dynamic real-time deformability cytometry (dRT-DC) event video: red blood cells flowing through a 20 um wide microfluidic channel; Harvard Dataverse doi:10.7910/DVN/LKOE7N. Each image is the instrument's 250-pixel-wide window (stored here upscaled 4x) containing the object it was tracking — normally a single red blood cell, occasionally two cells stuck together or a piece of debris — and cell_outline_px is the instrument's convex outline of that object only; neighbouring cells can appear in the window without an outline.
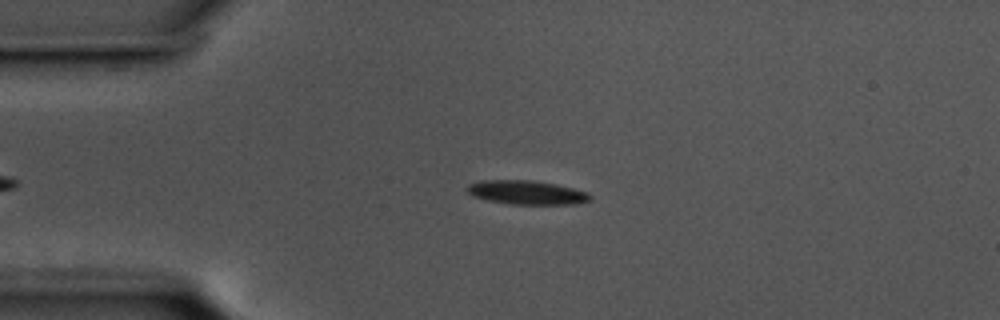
{"species": "common noctule bat (a hibernating species)", "species_latin": "Nyctalus noctula", "temperature_condition": "cold", "stored_images_in_passage": 46, "camera_frame_rate_fps": 3000, "um_per_image_px": 0.085, "animal": {"sex": "male", "body_mass_g": 17.5, "forearm_length_mm": 52.3}, "frame": {"image": 1, "passage_image": 8, "time_ms": 2.333, "image_size_px": [1000, 320], "cell_outline_px": [[592, 196], [588, 200], [572, 204], [512, 204], [488, 200], [472, 196], [468, 192], [468, 184], [480, 180], [532, 180], [556, 184], [588, 192]], "centroid_in_image_um": [44.74, 16.35], "position_along_channel_um": 40.3, "area_um2": 16.99}}
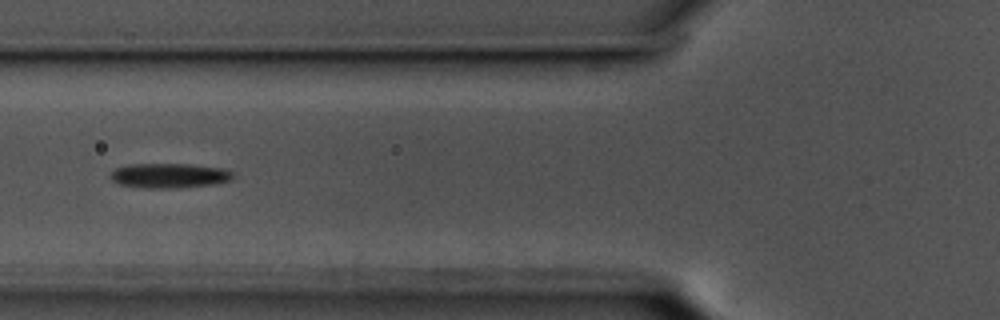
{"frame": {"image": 2, "passage_image": 16, "time_ms": 5.0, "image_size_px": [1000, 320], "cell_outline_px": [[232, 176], [228, 180], [212, 184], [180, 188], [144, 188], [120, 184], [112, 180], [108, 176], [112, 168], [128, 164], [188, 164], [224, 168], [232, 172]], "centroid_in_image_um": [14.3, 14.92], "position_along_channel_um": 111.5, "area_um2": 17.74}}
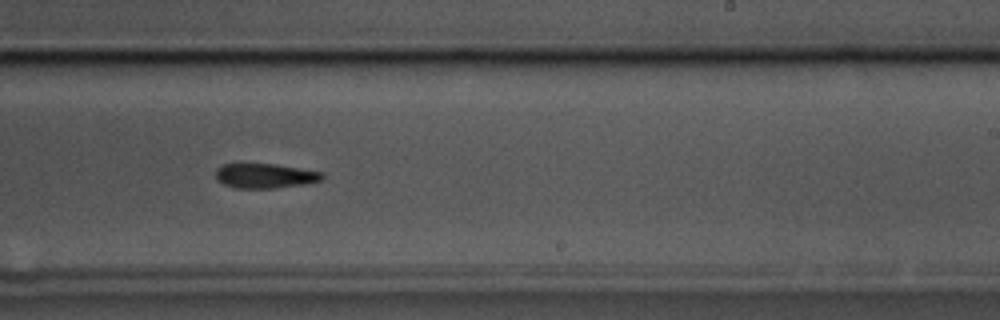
{"frame": {"image": 3, "passage_image": 29, "time_ms": 9.333, "image_size_px": [1000, 320], "cell_outline_px": [[324, 176], [320, 180], [304, 184], [276, 188], [236, 188], [224, 184], [216, 180], [216, 168], [224, 164], [272, 164], [324, 172]], "centroid_in_image_um": [22.51, 14.95], "position_along_channel_um": 266.5, "area_um2": 15.2}}